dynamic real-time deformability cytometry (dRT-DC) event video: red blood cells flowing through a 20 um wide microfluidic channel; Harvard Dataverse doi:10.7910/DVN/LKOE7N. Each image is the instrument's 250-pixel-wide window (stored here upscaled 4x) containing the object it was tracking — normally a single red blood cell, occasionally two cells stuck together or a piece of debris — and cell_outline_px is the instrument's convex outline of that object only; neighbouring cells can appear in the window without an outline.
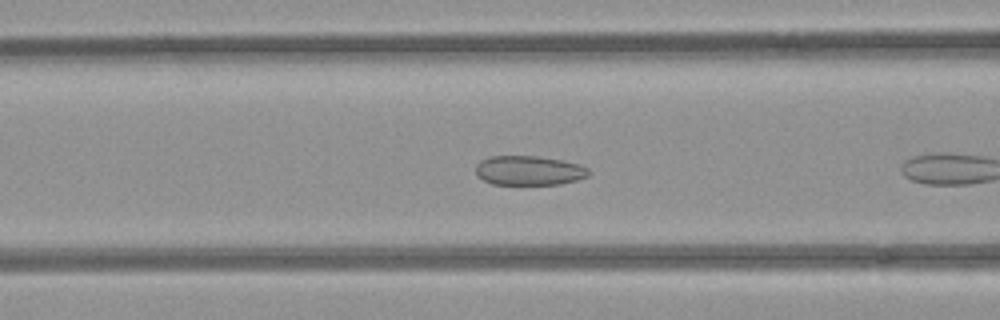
{"species": "common noctule bat (a hibernating species)", "species_latin": "Nyctalus noctula", "temperature_condition": "room temperature", "stored_images_in_passage": 7, "camera_frame_rate_fps": 3000, "um_per_image_px": 0.085, "animal": {"sex": "female", "body_mass_g": 21.9}, "frame": {"image": 1, "passage_image": 6, "time_ms": 1.667, "image_size_px": [1000, 320], "cell_outline_px": [[592, 172], [588, 176], [576, 180], [560, 184], [492, 184], [476, 176], [476, 164], [480, 160], [488, 156], [536, 156], [564, 160], [580, 164], [588, 168]], "centroid_in_image_um": [44.97, 14.48], "position_along_channel_um": 121.6, "area_um2": 19.59}}